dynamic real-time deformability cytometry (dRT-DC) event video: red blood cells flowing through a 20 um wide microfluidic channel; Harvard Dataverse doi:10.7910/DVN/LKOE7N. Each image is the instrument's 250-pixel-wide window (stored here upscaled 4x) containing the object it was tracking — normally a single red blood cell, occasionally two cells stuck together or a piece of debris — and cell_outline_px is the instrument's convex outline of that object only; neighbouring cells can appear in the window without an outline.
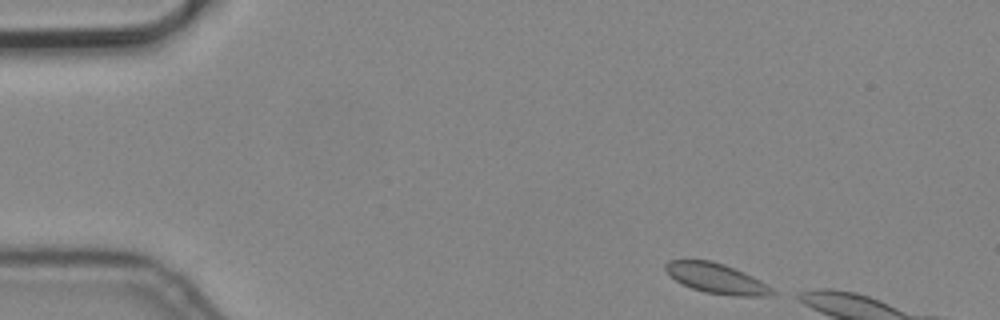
{"species": "common noctule bat (a hibernating species)", "species_latin": "Nyctalus noctula", "temperature_condition": "cold", "stored_images_in_passage": 4, "camera_frame_rate_fps": 3000, "um_per_image_px": 0.085, "animal": {"sex": "male", "body_mass_g": 19.2, "forearm_length_mm": 51.8}, "frame": {"image": 1, "passage_image": 1, "time_ms": 0.0, "image_size_px": [1000, 320], "cell_outline_px": [[776, 292], [772, 296], [732, 296], [704, 292], [692, 288], [676, 280], [664, 268], [664, 264], [668, 260], [712, 260], [724, 264], [744, 272], [760, 280], [772, 288]], "centroid_in_image_um": [60.93, 23.67], "position_along_channel_um": 24.1, "area_um2": 18.67}}